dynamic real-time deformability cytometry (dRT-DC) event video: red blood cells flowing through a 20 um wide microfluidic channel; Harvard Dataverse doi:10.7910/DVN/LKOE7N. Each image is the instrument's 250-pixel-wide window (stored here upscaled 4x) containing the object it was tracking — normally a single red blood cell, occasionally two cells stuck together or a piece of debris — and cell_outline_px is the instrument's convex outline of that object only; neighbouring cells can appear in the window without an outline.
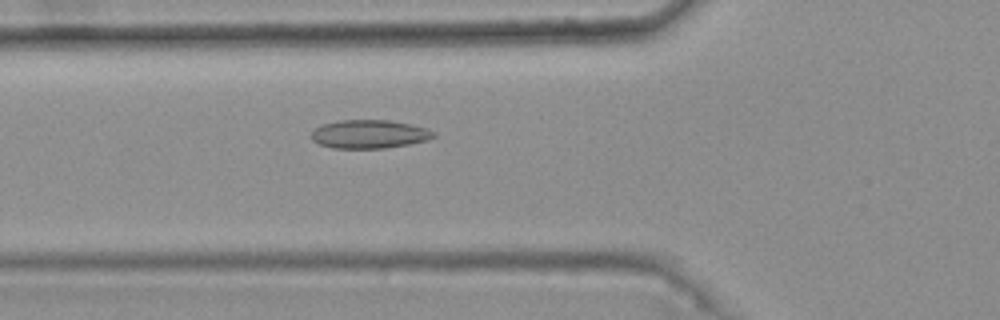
{"species": "common noctule bat (a hibernating species)", "species_latin": "Nyctalus noctula", "temperature_condition": "warm", "stored_images_in_passage": 41, "camera_frame_rate_fps": 3000, "um_per_image_px": 0.085, "animal": {"sex": "female", "body_mass_g": 25.1}, "frame": {"image": 1, "passage_image": 11, "time_ms": 3.333, "image_size_px": [1000, 320], "cell_outline_px": [[436, 136], [428, 140], [408, 144], [384, 148], [332, 148], [320, 144], [312, 140], [312, 132], [316, 128], [324, 124], [340, 120], [388, 120], [412, 124], [428, 128], [436, 132]], "centroid_in_image_um": [31.44, 11.4], "position_along_channel_um": 94.4, "area_um2": 20.29}}
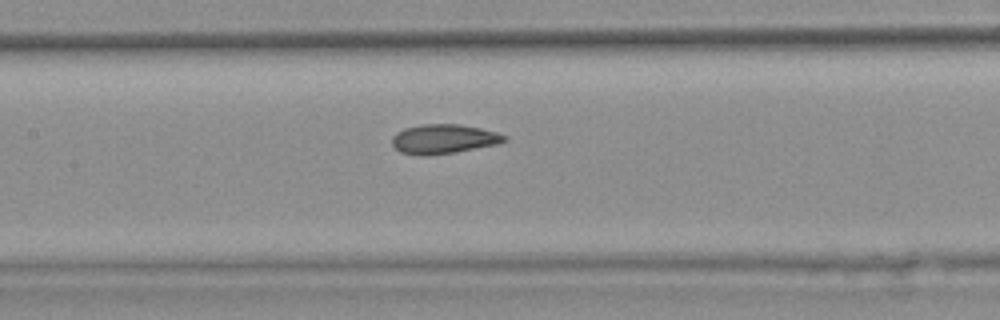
{"frame": {"image": 2, "passage_image": 17, "time_ms": 5.333, "image_size_px": [1000, 320], "cell_outline_px": [[508, 140], [496, 144], [456, 152], [428, 156], [420, 156], [400, 152], [392, 144], [392, 136], [396, 132], [404, 128], [420, 124], [460, 124], [480, 128], [496, 132], [508, 136]], "centroid_in_image_um": [37.69, 11.81], "position_along_channel_um": 169.7, "area_um2": 19.42}}
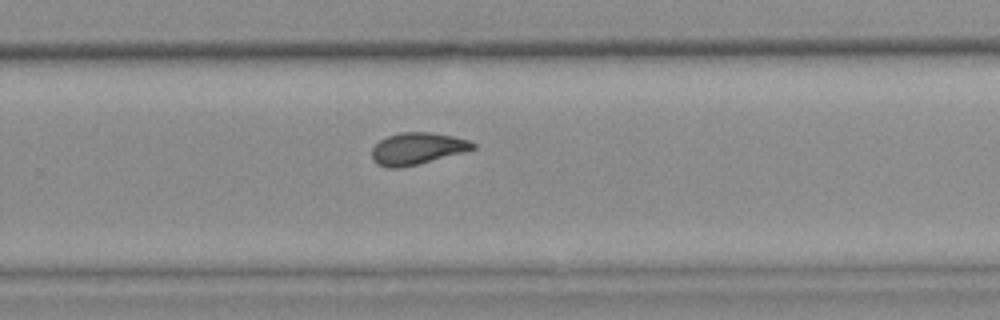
{"frame": {"image": 3, "passage_image": 27, "time_ms": 8.667, "image_size_px": [1000, 320], "cell_outline_px": [[476, 148], [464, 152], [420, 164], [400, 168], [388, 168], [376, 164], [372, 160], [372, 148], [380, 140], [388, 136], [400, 132], [428, 132], [452, 136], [468, 140], [476, 144]], "centroid_in_image_um": [35.45, 12.64], "position_along_channel_um": 294.4, "area_um2": 18.84}, "authors_computed_cell_mechanics": {"area_um2": 18.8428, "velocity_mm_per_s": 3.7477, "shape_relaxation_time_tau1_ms": null, "shape_relaxation_time_tau2_ms": 1.676, "deformation_change_tau1": null, "deformation_change_tau2": 0.0659}}